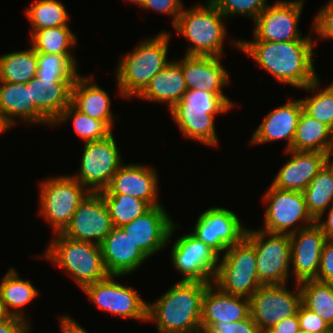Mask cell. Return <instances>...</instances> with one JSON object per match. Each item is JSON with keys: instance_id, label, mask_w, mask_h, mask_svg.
I'll use <instances>...</instances> for the list:
<instances>
[{"instance_id": "obj_1", "label": "cell", "mask_w": 333, "mask_h": 333, "mask_svg": "<svg viewBox=\"0 0 333 333\" xmlns=\"http://www.w3.org/2000/svg\"><path fill=\"white\" fill-rule=\"evenodd\" d=\"M312 40L287 42L234 40L237 49L252 57L257 64L282 84L303 89L317 78Z\"/></svg>"}, {"instance_id": "obj_2", "label": "cell", "mask_w": 333, "mask_h": 333, "mask_svg": "<svg viewBox=\"0 0 333 333\" xmlns=\"http://www.w3.org/2000/svg\"><path fill=\"white\" fill-rule=\"evenodd\" d=\"M209 284L179 280L148 303L147 321L156 323L158 333H201L202 299Z\"/></svg>"}, {"instance_id": "obj_3", "label": "cell", "mask_w": 333, "mask_h": 333, "mask_svg": "<svg viewBox=\"0 0 333 333\" xmlns=\"http://www.w3.org/2000/svg\"><path fill=\"white\" fill-rule=\"evenodd\" d=\"M234 105L226 95L192 89L187 90L169 112L186 138L216 147L219 142L214 125L215 116L229 112Z\"/></svg>"}, {"instance_id": "obj_4", "label": "cell", "mask_w": 333, "mask_h": 333, "mask_svg": "<svg viewBox=\"0 0 333 333\" xmlns=\"http://www.w3.org/2000/svg\"><path fill=\"white\" fill-rule=\"evenodd\" d=\"M171 34L162 31L154 38H147L121 60L116 73V83L121 97H137L151 79L170 62L167 59Z\"/></svg>"}, {"instance_id": "obj_5", "label": "cell", "mask_w": 333, "mask_h": 333, "mask_svg": "<svg viewBox=\"0 0 333 333\" xmlns=\"http://www.w3.org/2000/svg\"><path fill=\"white\" fill-rule=\"evenodd\" d=\"M55 236L40 257L64 269L81 289L109 275L104 267L100 245L74 240L61 233Z\"/></svg>"}, {"instance_id": "obj_6", "label": "cell", "mask_w": 333, "mask_h": 333, "mask_svg": "<svg viewBox=\"0 0 333 333\" xmlns=\"http://www.w3.org/2000/svg\"><path fill=\"white\" fill-rule=\"evenodd\" d=\"M224 18L210 0L183 9L173 27L191 42L185 55L222 57L227 33Z\"/></svg>"}, {"instance_id": "obj_7", "label": "cell", "mask_w": 333, "mask_h": 333, "mask_svg": "<svg viewBox=\"0 0 333 333\" xmlns=\"http://www.w3.org/2000/svg\"><path fill=\"white\" fill-rule=\"evenodd\" d=\"M219 258L213 283L222 292L250 298L262 286L257 275L255 249L246 238L229 247Z\"/></svg>"}, {"instance_id": "obj_8", "label": "cell", "mask_w": 333, "mask_h": 333, "mask_svg": "<svg viewBox=\"0 0 333 333\" xmlns=\"http://www.w3.org/2000/svg\"><path fill=\"white\" fill-rule=\"evenodd\" d=\"M40 214L55 233L70 223L79 204L90 193L71 175L51 177L40 184Z\"/></svg>"}, {"instance_id": "obj_9", "label": "cell", "mask_w": 333, "mask_h": 333, "mask_svg": "<svg viewBox=\"0 0 333 333\" xmlns=\"http://www.w3.org/2000/svg\"><path fill=\"white\" fill-rule=\"evenodd\" d=\"M245 238L254 246L256 267L262 285H287L291 265L289 234L247 228Z\"/></svg>"}, {"instance_id": "obj_10", "label": "cell", "mask_w": 333, "mask_h": 333, "mask_svg": "<svg viewBox=\"0 0 333 333\" xmlns=\"http://www.w3.org/2000/svg\"><path fill=\"white\" fill-rule=\"evenodd\" d=\"M263 202L268 203L264 212V227L261 229L265 232L292 234L315 224V219L308 212L303 192L281 190L270 185Z\"/></svg>"}, {"instance_id": "obj_11", "label": "cell", "mask_w": 333, "mask_h": 333, "mask_svg": "<svg viewBox=\"0 0 333 333\" xmlns=\"http://www.w3.org/2000/svg\"><path fill=\"white\" fill-rule=\"evenodd\" d=\"M117 146L114 135L99 141L84 142L79 172L72 176L89 192L99 193L105 190L123 165Z\"/></svg>"}, {"instance_id": "obj_12", "label": "cell", "mask_w": 333, "mask_h": 333, "mask_svg": "<svg viewBox=\"0 0 333 333\" xmlns=\"http://www.w3.org/2000/svg\"><path fill=\"white\" fill-rule=\"evenodd\" d=\"M303 2L304 0H277L268 5L253 21L252 41L313 40L311 33L302 37L298 28Z\"/></svg>"}, {"instance_id": "obj_13", "label": "cell", "mask_w": 333, "mask_h": 333, "mask_svg": "<svg viewBox=\"0 0 333 333\" xmlns=\"http://www.w3.org/2000/svg\"><path fill=\"white\" fill-rule=\"evenodd\" d=\"M294 286L292 291L286 285H262L249 298L251 317L263 333L285 318L298 314L302 296L299 284Z\"/></svg>"}, {"instance_id": "obj_14", "label": "cell", "mask_w": 333, "mask_h": 333, "mask_svg": "<svg viewBox=\"0 0 333 333\" xmlns=\"http://www.w3.org/2000/svg\"><path fill=\"white\" fill-rule=\"evenodd\" d=\"M121 275H108L105 279L86 285L82 290L91 303L104 312L121 318L147 321V307L134 287L122 285L115 281Z\"/></svg>"}, {"instance_id": "obj_15", "label": "cell", "mask_w": 333, "mask_h": 333, "mask_svg": "<svg viewBox=\"0 0 333 333\" xmlns=\"http://www.w3.org/2000/svg\"><path fill=\"white\" fill-rule=\"evenodd\" d=\"M220 256L191 233L178 237L171 248L174 268L183 275L180 281L213 283Z\"/></svg>"}, {"instance_id": "obj_16", "label": "cell", "mask_w": 333, "mask_h": 333, "mask_svg": "<svg viewBox=\"0 0 333 333\" xmlns=\"http://www.w3.org/2000/svg\"><path fill=\"white\" fill-rule=\"evenodd\" d=\"M242 223L232 210L211 207L199 215L190 233L220 256L245 238L247 227Z\"/></svg>"}, {"instance_id": "obj_17", "label": "cell", "mask_w": 333, "mask_h": 333, "mask_svg": "<svg viewBox=\"0 0 333 333\" xmlns=\"http://www.w3.org/2000/svg\"><path fill=\"white\" fill-rule=\"evenodd\" d=\"M121 228L147 257H151L169 245V240L179 227L163 205H157Z\"/></svg>"}, {"instance_id": "obj_18", "label": "cell", "mask_w": 333, "mask_h": 333, "mask_svg": "<svg viewBox=\"0 0 333 333\" xmlns=\"http://www.w3.org/2000/svg\"><path fill=\"white\" fill-rule=\"evenodd\" d=\"M107 205L100 193L90 192L79 204L62 235L100 245L113 229Z\"/></svg>"}, {"instance_id": "obj_19", "label": "cell", "mask_w": 333, "mask_h": 333, "mask_svg": "<svg viewBox=\"0 0 333 333\" xmlns=\"http://www.w3.org/2000/svg\"><path fill=\"white\" fill-rule=\"evenodd\" d=\"M291 265L295 283L316 280L320 268L321 252L327 241L321 229L313 224L289 234Z\"/></svg>"}, {"instance_id": "obj_20", "label": "cell", "mask_w": 333, "mask_h": 333, "mask_svg": "<svg viewBox=\"0 0 333 333\" xmlns=\"http://www.w3.org/2000/svg\"><path fill=\"white\" fill-rule=\"evenodd\" d=\"M151 166L123 164L100 194H126L147 202L151 207L161 205L158 199V174Z\"/></svg>"}, {"instance_id": "obj_21", "label": "cell", "mask_w": 333, "mask_h": 333, "mask_svg": "<svg viewBox=\"0 0 333 333\" xmlns=\"http://www.w3.org/2000/svg\"><path fill=\"white\" fill-rule=\"evenodd\" d=\"M221 57L184 55L176 61L182 69L187 90H204L215 95L223 94L229 84V74L221 63Z\"/></svg>"}, {"instance_id": "obj_22", "label": "cell", "mask_w": 333, "mask_h": 333, "mask_svg": "<svg viewBox=\"0 0 333 333\" xmlns=\"http://www.w3.org/2000/svg\"><path fill=\"white\" fill-rule=\"evenodd\" d=\"M100 247L104 267L109 275H129L148 259L121 227H113Z\"/></svg>"}, {"instance_id": "obj_23", "label": "cell", "mask_w": 333, "mask_h": 333, "mask_svg": "<svg viewBox=\"0 0 333 333\" xmlns=\"http://www.w3.org/2000/svg\"><path fill=\"white\" fill-rule=\"evenodd\" d=\"M250 315L249 298L224 293L211 283L202 299L201 333L212 324L241 321Z\"/></svg>"}, {"instance_id": "obj_24", "label": "cell", "mask_w": 333, "mask_h": 333, "mask_svg": "<svg viewBox=\"0 0 333 333\" xmlns=\"http://www.w3.org/2000/svg\"><path fill=\"white\" fill-rule=\"evenodd\" d=\"M291 159L283 164L271 185L281 190L303 192L325 166V152L287 150Z\"/></svg>"}, {"instance_id": "obj_25", "label": "cell", "mask_w": 333, "mask_h": 333, "mask_svg": "<svg viewBox=\"0 0 333 333\" xmlns=\"http://www.w3.org/2000/svg\"><path fill=\"white\" fill-rule=\"evenodd\" d=\"M303 110L301 99L290 100L269 112L252 134L251 144H265L286 140L285 151L291 150L299 116Z\"/></svg>"}, {"instance_id": "obj_26", "label": "cell", "mask_w": 333, "mask_h": 333, "mask_svg": "<svg viewBox=\"0 0 333 333\" xmlns=\"http://www.w3.org/2000/svg\"><path fill=\"white\" fill-rule=\"evenodd\" d=\"M75 79H39L26 83L36 109L53 125L71 104V88Z\"/></svg>"}, {"instance_id": "obj_27", "label": "cell", "mask_w": 333, "mask_h": 333, "mask_svg": "<svg viewBox=\"0 0 333 333\" xmlns=\"http://www.w3.org/2000/svg\"><path fill=\"white\" fill-rule=\"evenodd\" d=\"M0 112L13 124L15 119L25 123H38L52 127V124L36 109L31 101L30 87L26 83L0 81Z\"/></svg>"}, {"instance_id": "obj_28", "label": "cell", "mask_w": 333, "mask_h": 333, "mask_svg": "<svg viewBox=\"0 0 333 333\" xmlns=\"http://www.w3.org/2000/svg\"><path fill=\"white\" fill-rule=\"evenodd\" d=\"M78 75L71 88V104L81 113L98 120H105L113 128L115 118L110 111L108 93L93 83V76Z\"/></svg>"}, {"instance_id": "obj_29", "label": "cell", "mask_w": 333, "mask_h": 333, "mask_svg": "<svg viewBox=\"0 0 333 333\" xmlns=\"http://www.w3.org/2000/svg\"><path fill=\"white\" fill-rule=\"evenodd\" d=\"M174 61L158 72L137 97L142 100L164 103L169 110L178 103L187 88L181 66Z\"/></svg>"}, {"instance_id": "obj_30", "label": "cell", "mask_w": 333, "mask_h": 333, "mask_svg": "<svg viewBox=\"0 0 333 333\" xmlns=\"http://www.w3.org/2000/svg\"><path fill=\"white\" fill-rule=\"evenodd\" d=\"M38 295L37 288L29 279H21L14 267H10L0 283V300L8 316L29 321L23 307L36 299Z\"/></svg>"}, {"instance_id": "obj_31", "label": "cell", "mask_w": 333, "mask_h": 333, "mask_svg": "<svg viewBox=\"0 0 333 333\" xmlns=\"http://www.w3.org/2000/svg\"><path fill=\"white\" fill-rule=\"evenodd\" d=\"M333 148V131L302 110L291 150L327 153Z\"/></svg>"}, {"instance_id": "obj_32", "label": "cell", "mask_w": 333, "mask_h": 333, "mask_svg": "<svg viewBox=\"0 0 333 333\" xmlns=\"http://www.w3.org/2000/svg\"><path fill=\"white\" fill-rule=\"evenodd\" d=\"M37 52L31 47L0 56V81L27 83L37 75Z\"/></svg>"}, {"instance_id": "obj_33", "label": "cell", "mask_w": 333, "mask_h": 333, "mask_svg": "<svg viewBox=\"0 0 333 333\" xmlns=\"http://www.w3.org/2000/svg\"><path fill=\"white\" fill-rule=\"evenodd\" d=\"M30 37L31 47L37 53L72 55V48L77 44L69 26L35 30Z\"/></svg>"}, {"instance_id": "obj_34", "label": "cell", "mask_w": 333, "mask_h": 333, "mask_svg": "<svg viewBox=\"0 0 333 333\" xmlns=\"http://www.w3.org/2000/svg\"><path fill=\"white\" fill-rule=\"evenodd\" d=\"M302 304L333 329V284L317 280L299 283Z\"/></svg>"}, {"instance_id": "obj_35", "label": "cell", "mask_w": 333, "mask_h": 333, "mask_svg": "<svg viewBox=\"0 0 333 333\" xmlns=\"http://www.w3.org/2000/svg\"><path fill=\"white\" fill-rule=\"evenodd\" d=\"M72 119V125L77 135L87 142L99 141L113 135L112 127L105 120L91 118L70 104L54 122L52 127L61 125Z\"/></svg>"}, {"instance_id": "obj_36", "label": "cell", "mask_w": 333, "mask_h": 333, "mask_svg": "<svg viewBox=\"0 0 333 333\" xmlns=\"http://www.w3.org/2000/svg\"><path fill=\"white\" fill-rule=\"evenodd\" d=\"M308 212L316 220L323 218L333 203V176L324 166L303 191Z\"/></svg>"}, {"instance_id": "obj_37", "label": "cell", "mask_w": 333, "mask_h": 333, "mask_svg": "<svg viewBox=\"0 0 333 333\" xmlns=\"http://www.w3.org/2000/svg\"><path fill=\"white\" fill-rule=\"evenodd\" d=\"M25 14L31 24L30 35L39 29L69 26L70 16L59 0H35Z\"/></svg>"}, {"instance_id": "obj_38", "label": "cell", "mask_w": 333, "mask_h": 333, "mask_svg": "<svg viewBox=\"0 0 333 333\" xmlns=\"http://www.w3.org/2000/svg\"><path fill=\"white\" fill-rule=\"evenodd\" d=\"M319 79L317 78L314 82L310 83L304 90L313 92L312 96L302 98L301 102L303 110L315 118L327 125L333 131V83H330L327 87L320 89ZM316 92V93H315Z\"/></svg>"}, {"instance_id": "obj_39", "label": "cell", "mask_w": 333, "mask_h": 333, "mask_svg": "<svg viewBox=\"0 0 333 333\" xmlns=\"http://www.w3.org/2000/svg\"><path fill=\"white\" fill-rule=\"evenodd\" d=\"M114 227L130 223L147 212L151 206L139 199L126 194H101Z\"/></svg>"}, {"instance_id": "obj_40", "label": "cell", "mask_w": 333, "mask_h": 333, "mask_svg": "<svg viewBox=\"0 0 333 333\" xmlns=\"http://www.w3.org/2000/svg\"><path fill=\"white\" fill-rule=\"evenodd\" d=\"M76 58L73 55L37 53L39 79H76Z\"/></svg>"}, {"instance_id": "obj_41", "label": "cell", "mask_w": 333, "mask_h": 333, "mask_svg": "<svg viewBox=\"0 0 333 333\" xmlns=\"http://www.w3.org/2000/svg\"><path fill=\"white\" fill-rule=\"evenodd\" d=\"M225 16H247L254 21L268 6L267 0H210Z\"/></svg>"}, {"instance_id": "obj_42", "label": "cell", "mask_w": 333, "mask_h": 333, "mask_svg": "<svg viewBox=\"0 0 333 333\" xmlns=\"http://www.w3.org/2000/svg\"><path fill=\"white\" fill-rule=\"evenodd\" d=\"M313 30L323 39L333 40V0L328 1L314 17Z\"/></svg>"}, {"instance_id": "obj_43", "label": "cell", "mask_w": 333, "mask_h": 333, "mask_svg": "<svg viewBox=\"0 0 333 333\" xmlns=\"http://www.w3.org/2000/svg\"><path fill=\"white\" fill-rule=\"evenodd\" d=\"M300 329L307 333H330L333 329L325 321L303 304L298 310Z\"/></svg>"}, {"instance_id": "obj_44", "label": "cell", "mask_w": 333, "mask_h": 333, "mask_svg": "<svg viewBox=\"0 0 333 333\" xmlns=\"http://www.w3.org/2000/svg\"><path fill=\"white\" fill-rule=\"evenodd\" d=\"M204 333H263L251 315L241 321L212 324Z\"/></svg>"}, {"instance_id": "obj_45", "label": "cell", "mask_w": 333, "mask_h": 333, "mask_svg": "<svg viewBox=\"0 0 333 333\" xmlns=\"http://www.w3.org/2000/svg\"><path fill=\"white\" fill-rule=\"evenodd\" d=\"M182 4L181 0H143L139 6L157 13L172 15L173 20L171 22L172 26H174L183 10Z\"/></svg>"}, {"instance_id": "obj_46", "label": "cell", "mask_w": 333, "mask_h": 333, "mask_svg": "<svg viewBox=\"0 0 333 333\" xmlns=\"http://www.w3.org/2000/svg\"><path fill=\"white\" fill-rule=\"evenodd\" d=\"M316 280L333 284V240H327L323 246Z\"/></svg>"}, {"instance_id": "obj_47", "label": "cell", "mask_w": 333, "mask_h": 333, "mask_svg": "<svg viewBox=\"0 0 333 333\" xmlns=\"http://www.w3.org/2000/svg\"><path fill=\"white\" fill-rule=\"evenodd\" d=\"M30 325L27 320L8 316L0 322V333H32Z\"/></svg>"}, {"instance_id": "obj_48", "label": "cell", "mask_w": 333, "mask_h": 333, "mask_svg": "<svg viewBox=\"0 0 333 333\" xmlns=\"http://www.w3.org/2000/svg\"><path fill=\"white\" fill-rule=\"evenodd\" d=\"M300 331L298 314L285 318L281 322L273 325L265 333H298Z\"/></svg>"}, {"instance_id": "obj_49", "label": "cell", "mask_w": 333, "mask_h": 333, "mask_svg": "<svg viewBox=\"0 0 333 333\" xmlns=\"http://www.w3.org/2000/svg\"><path fill=\"white\" fill-rule=\"evenodd\" d=\"M326 210L329 212L325 220L317 218L315 224L321 229L327 240H333V203Z\"/></svg>"}, {"instance_id": "obj_50", "label": "cell", "mask_w": 333, "mask_h": 333, "mask_svg": "<svg viewBox=\"0 0 333 333\" xmlns=\"http://www.w3.org/2000/svg\"><path fill=\"white\" fill-rule=\"evenodd\" d=\"M70 315H63L60 316V326H61V333H88L85 328H82L78 322H76Z\"/></svg>"}, {"instance_id": "obj_51", "label": "cell", "mask_w": 333, "mask_h": 333, "mask_svg": "<svg viewBox=\"0 0 333 333\" xmlns=\"http://www.w3.org/2000/svg\"><path fill=\"white\" fill-rule=\"evenodd\" d=\"M14 127L13 124L0 112V134Z\"/></svg>"}, {"instance_id": "obj_52", "label": "cell", "mask_w": 333, "mask_h": 333, "mask_svg": "<svg viewBox=\"0 0 333 333\" xmlns=\"http://www.w3.org/2000/svg\"><path fill=\"white\" fill-rule=\"evenodd\" d=\"M333 156V148H331L325 155V166L327 167V169L331 172L332 176H333V161L331 162L332 156Z\"/></svg>"}, {"instance_id": "obj_53", "label": "cell", "mask_w": 333, "mask_h": 333, "mask_svg": "<svg viewBox=\"0 0 333 333\" xmlns=\"http://www.w3.org/2000/svg\"><path fill=\"white\" fill-rule=\"evenodd\" d=\"M8 315L6 314L4 308H3V304L0 300V322L3 321L5 318H7Z\"/></svg>"}, {"instance_id": "obj_54", "label": "cell", "mask_w": 333, "mask_h": 333, "mask_svg": "<svg viewBox=\"0 0 333 333\" xmlns=\"http://www.w3.org/2000/svg\"><path fill=\"white\" fill-rule=\"evenodd\" d=\"M128 1H130V2H133L134 4H138V5H140V3L143 1V0H128Z\"/></svg>"}, {"instance_id": "obj_55", "label": "cell", "mask_w": 333, "mask_h": 333, "mask_svg": "<svg viewBox=\"0 0 333 333\" xmlns=\"http://www.w3.org/2000/svg\"><path fill=\"white\" fill-rule=\"evenodd\" d=\"M298 333H307V332L300 329V331Z\"/></svg>"}]
</instances>
